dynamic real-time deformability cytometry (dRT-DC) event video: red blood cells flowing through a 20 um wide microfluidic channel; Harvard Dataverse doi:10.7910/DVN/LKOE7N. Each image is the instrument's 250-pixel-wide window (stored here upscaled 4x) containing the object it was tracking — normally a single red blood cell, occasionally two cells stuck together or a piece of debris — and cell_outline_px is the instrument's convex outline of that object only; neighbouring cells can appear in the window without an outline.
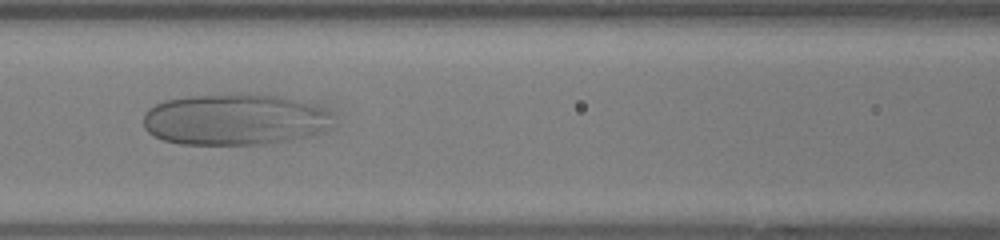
{"species": "human", "species_latin": "Homo sapiens", "temperature_condition": "warm", "stored_images_in_passage": 47, "camera_frame_rate_fps": 3000, "um_per_image_px": 0.085, "donor": {"sex": "female"}, "frame": {"image": 1, "passage_image": 19, "time_ms": 6.0, "image_size_px": [1000, 240], "cell_outline_px": [[328, 116], [320, 128], [316, 132], [308, 136], [276, 144], [180, 144], [164, 140], [152, 136], [144, 128], [144, 112], [148, 108], [164, 100], [192, 96], [240, 92], [276, 96], [296, 100], [320, 108], [328, 112]], "centroid_in_image_um": [19.79, 10.15], "position_along_channel_um": 146.8, "area_um2": 56.18}}
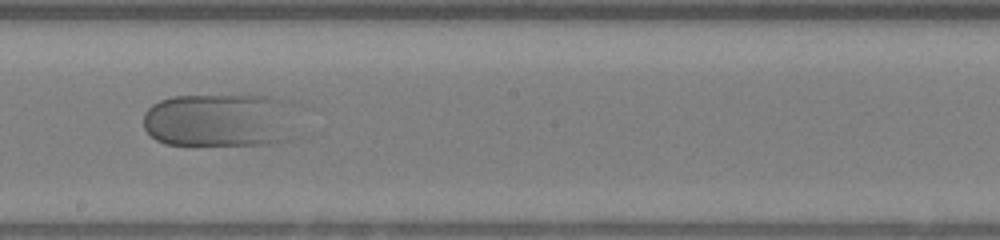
{"frame": {"image": 2, "passage_image": 25, "time_ms": 8.0, "image_size_px": [1000, 240], "cell_outline_px": [[308, 136], [292, 140], [268, 144], [164, 144], [156, 140], [144, 128], [144, 112], [152, 104], [160, 100], [172, 96], [272, 96], [292, 100], [300, 104], [304, 108]], "centroid_in_image_um": [19.16, 10.22], "position_along_channel_um": 229.0, "area_um2": 51.96}}
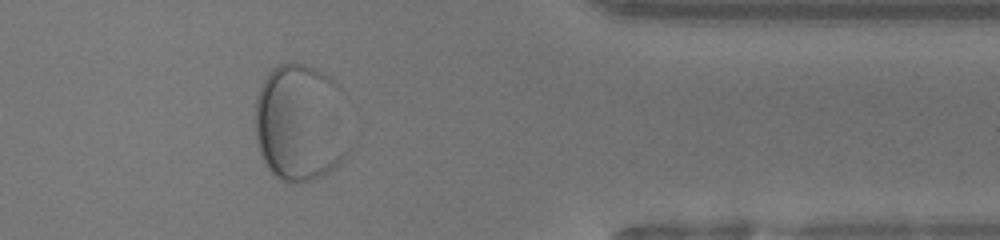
{"frame": {"image": 3, "passage_image": 38, "time_ms": 12.333, "image_size_px": [1000, 240], "cell_outline_px": [[352, 144], [348, 152], [328, 172], [312, 180], [292, 184], [280, 180], [264, 164], [260, 156], [256, 144], [256, 96], [260, 84], [268, 72], [276, 64], [288, 60], [304, 64], [328, 76], [344, 92], [352, 140]], "centroid_in_image_um": [25.57, 10.43], "position_along_channel_um": 385.8, "area_um2": 66.82}}